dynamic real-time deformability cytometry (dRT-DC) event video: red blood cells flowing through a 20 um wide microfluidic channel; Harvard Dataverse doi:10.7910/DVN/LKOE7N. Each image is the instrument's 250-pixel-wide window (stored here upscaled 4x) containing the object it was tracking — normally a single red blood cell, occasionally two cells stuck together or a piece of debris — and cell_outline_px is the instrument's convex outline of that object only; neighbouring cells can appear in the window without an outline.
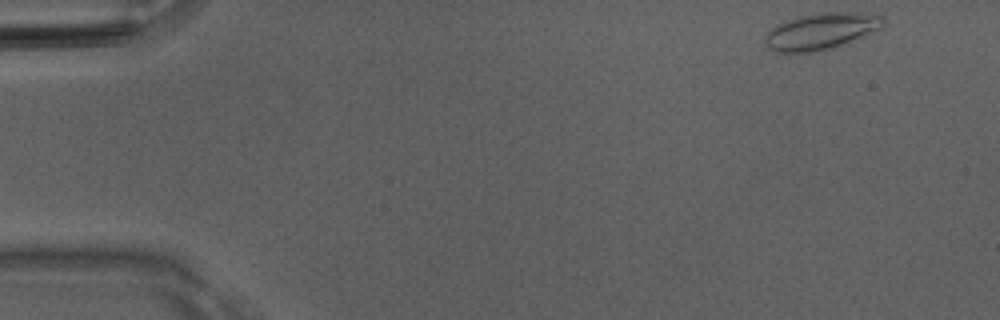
{"species": "Egyptian fruit bat (a non-hibernating species)", "species_latin": "Rousettus aegyptiacus", "temperature_condition": "room temperature", "stored_images_in_passage": 8, "camera_frame_rate_fps": 3000, "um_per_image_px": 0.085, "animal": {"sex": "male"}, "frame": {"image": 1, "passage_image": 1, "time_ms": 0.0, "image_size_px": [1000, 320], "cell_outline_px": [[884, 24], [880, 28], [864, 36], [836, 48], [816, 52], [776, 52], [768, 48], [764, 44], [764, 36], [776, 24], [800, 16], [828, 12], [860, 12], [884, 16]], "centroid_in_image_um": [69.79, 2.67], "position_along_channel_um": 15.2, "area_um2": 25.32}}